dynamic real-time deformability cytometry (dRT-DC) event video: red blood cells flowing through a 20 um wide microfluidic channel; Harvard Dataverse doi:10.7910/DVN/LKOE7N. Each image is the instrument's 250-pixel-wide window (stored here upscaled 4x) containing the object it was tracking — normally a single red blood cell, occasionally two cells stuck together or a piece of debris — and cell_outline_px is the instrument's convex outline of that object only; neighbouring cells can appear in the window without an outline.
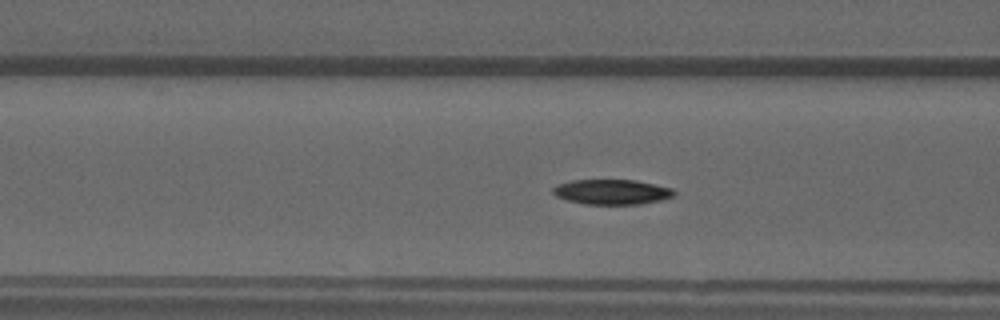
{"species": "common noctule bat (a hibernating species)", "species_latin": "Nyctalus noctula", "temperature_condition": "warm", "stored_images_in_passage": 53, "camera_frame_rate_fps": 3000, "um_per_image_px": 0.085, "animal": {"sex": "male", "forearm_length_mm": 52.5}, "frame": {"image": 1, "passage_image": 20, "time_ms": 6.333, "image_size_px": [1000, 320], "cell_outline_px": [[676, 196], [660, 200], [640, 204], [584, 204], [568, 200], [556, 196], [552, 192], [552, 188], [556, 184], [572, 180], [636, 180], [672, 188], [676, 192]], "centroid_in_image_um": [52.01, 16.31], "position_along_channel_um": 114.6, "area_um2": 17.74}}
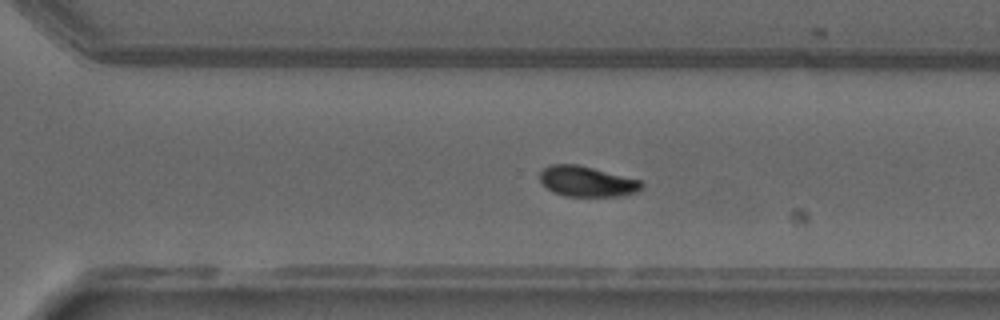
{"frame": {"image": 2, "passage_image": 36, "time_ms": 11.667, "image_size_px": [1000, 320], "cell_outline_px": [[644, 184], [640, 192], [620, 196], [564, 196], [552, 192], [540, 180], [540, 172], [548, 164], [576, 164], [640, 180]], "centroid_in_image_um": [49.9, 15.43], "position_along_channel_um": 320.7, "area_um2": 18.03}}
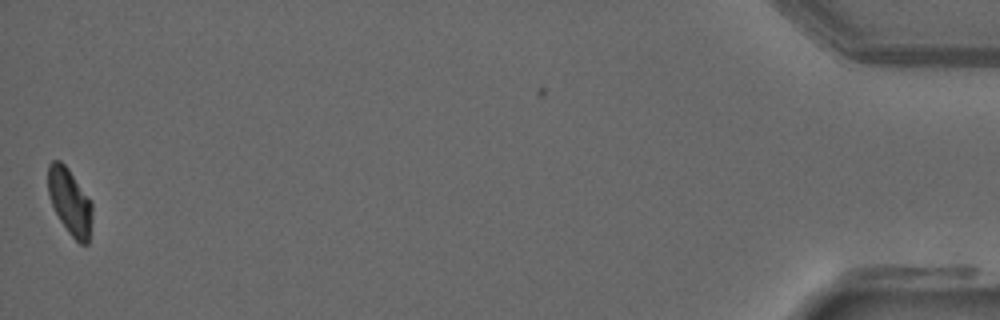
{"frame": {"image": 3, "passage_image": 52, "time_ms": 17.0, "image_size_px": [1000, 320], "cell_outline_px": [[92, 216], [88, 244], [80, 244], [68, 232], [60, 220], [52, 204], [48, 192], [48, 164], [52, 160], [60, 160], [68, 168], [92, 200]], "centroid_in_image_um": [5.95, 17.12], "position_along_channel_um": 429.2, "area_um2": 17.11}, "authors_computed_cell_mechanics": {"area_um2": 17.8602, "velocity_mm_per_s": 3.875, "shape_relaxation_time_tau1_ms": 6.2, "shape_relaxation_time_tau2_ms": 10.9563, "deformation_change_tau1": 0.1697, "deformation_change_tau2": 0.1316}}